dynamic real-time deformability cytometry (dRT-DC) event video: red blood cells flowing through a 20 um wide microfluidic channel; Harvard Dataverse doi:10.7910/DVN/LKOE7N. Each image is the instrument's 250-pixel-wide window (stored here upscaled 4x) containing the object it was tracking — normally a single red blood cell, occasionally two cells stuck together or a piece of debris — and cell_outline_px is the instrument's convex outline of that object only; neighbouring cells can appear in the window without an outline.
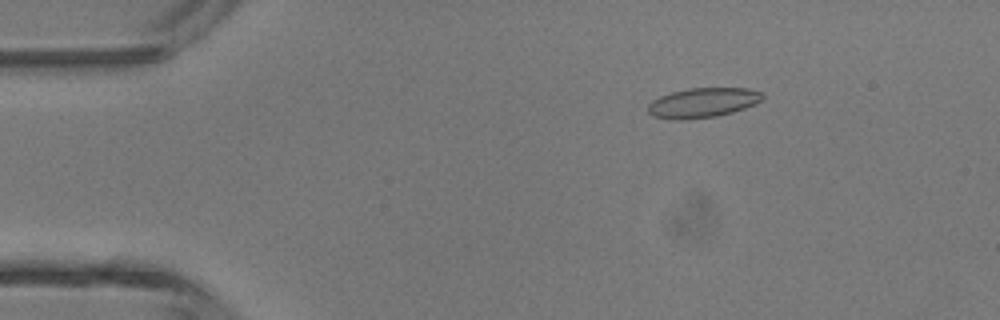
{"species": "common noctule bat (a hibernating species)", "species_latin": "Nyctalus noctula", "temperature_condition": "room temperature", "stored_images_in_passage": 4, "camera_frame_rate_fps": 3000, "um_per_image_px": 0.085, "animal": {"sex": "male", "body_mass_g": 13.3}, "frame": {"image": 1, "passage_image": 2, "time_ms": 1.0, "image_size_px": [1000, 320], "cell_outline_px": [[764, 96], [756, 104], [732, 112], [716, 116], [684, 120], [676, 120], [652, 116], [648, 112], [648, 104], [652, 100], [660, 96], [672, 92], [688, 88], [748, 88], [760, 92]], "centroid_in_image_um": [59.71, 8.73], "position_along_channel_um": 25.3, "area_um2": 19.83}}
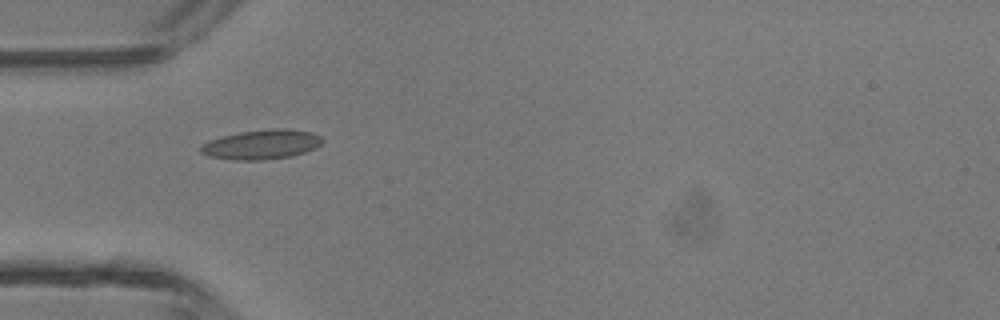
{"frame": {"image": 2, "passage_image": 4, "time_ms": 3.333, "image_size_px": [1000, 320], "cell_outline_px": [[324, 140], [316, 148], [292, 156], [264, 160], [232, 160], [208, 156], [200, 152], [200, 148], [208, 140], [240, 132], [272, 128], [288, 128], [312, 132], [320, 136]], "centroid_in_image_um": [22.26, 12.28], "position_along_channel_um": 62.7, "area_um2": 21.04}}